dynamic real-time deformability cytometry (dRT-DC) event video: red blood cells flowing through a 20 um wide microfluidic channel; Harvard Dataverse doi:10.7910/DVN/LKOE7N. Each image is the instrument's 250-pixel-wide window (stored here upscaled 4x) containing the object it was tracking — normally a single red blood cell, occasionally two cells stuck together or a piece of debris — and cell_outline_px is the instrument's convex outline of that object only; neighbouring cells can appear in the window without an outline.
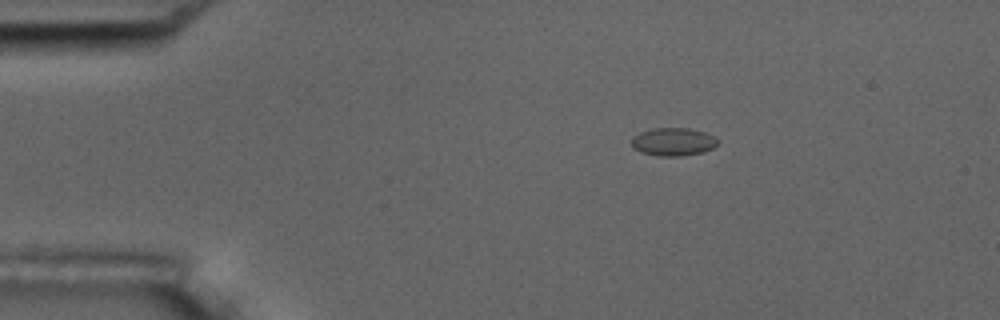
{"species": "common noctule bat (a hibernating species)", "species_latin": "Nyctalus noctula", "temperature_condition": "room temperature", "stored_images_in_passage": 3, "camera_frame_rate_fps": 3000, "um_per_image_px": 0.085, "animal": {"sex": "male", "body_mass_g": 17.5, "forearm_length_mm": 52.3}, "frame": {"image": 1, "passage_image": 1, "time_ms": 0.0, "image_size_px": [1000, 320], "cell_outline_px": [[720, 140], [712, 148], [700, 152], [680, 156], [656, 156], [640, 152], [632, 148], [632, 136], [640, 132], [652, 128], [688, 128], [704, 132]], "centroid_in_image_um": [57.17, 12.05], "position_along_channel_um": 27.8, "area_um2": 14.05}}
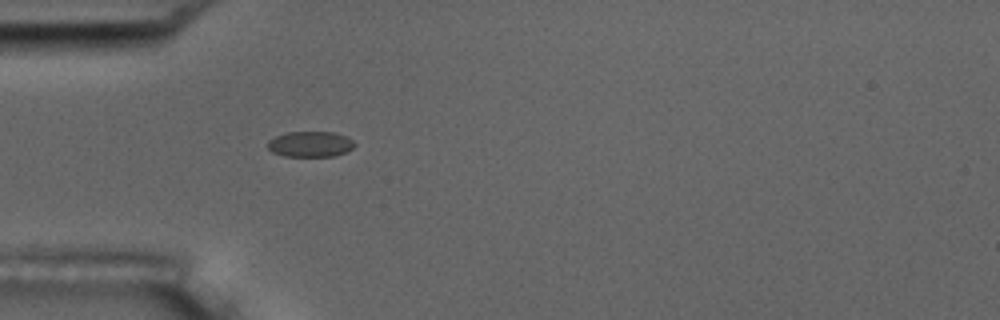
{"frame": {"image": 2, "passage_image": 3, "time_ms": 2.333, "image_size_px": [1000, 320], "cell_outline_px": [[356, 144], [352, 148], [344, 152], [332, 156], [284, 156], [272, 152], [268, 148], [268, 140], [276, 136], [288, 132], [332, 132], [344, 136], [352, 140]], "centroid_in_image_um": [26.35, 12.25], "position_along_channel_um": 58.7, "area_um2": 12.77}}